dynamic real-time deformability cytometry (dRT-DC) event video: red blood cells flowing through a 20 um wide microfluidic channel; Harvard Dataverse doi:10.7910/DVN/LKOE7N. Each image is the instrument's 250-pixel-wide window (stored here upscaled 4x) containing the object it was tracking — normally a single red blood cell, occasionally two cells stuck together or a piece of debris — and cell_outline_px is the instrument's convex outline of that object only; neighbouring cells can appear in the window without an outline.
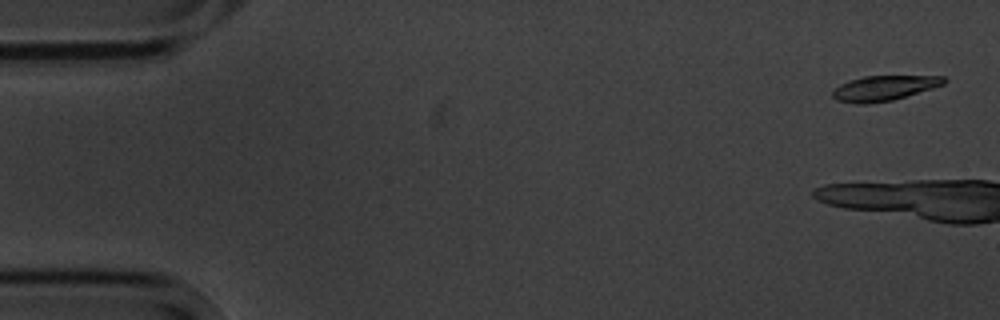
{"species": "common noctule bat (a hibernating species)", "species_latin": "Nyctalus noctula", "temperature_condition": "cold", "stored_images_in_passage": 4, "camera_frame_rate_fps": 3000, "um_per_image_px": 0.085, "animal": {"sex": "male", "body_mass_g": 20.1, "forearm_length_mm": 53.5}, "frame": {"image": 1, "passage_image": 1, "time_ms": 0.0, "image_size_px": [1000, 320], "cell_outline_px": [[948, 80], [944, 84], [932, 88], [892, 100], [864, 104], [856, 104], [836, 100], [832, 96], [832, 92], [840, 84], [848, 80], [864, 76], [944, 76]], "centroid_in_image_um": [75.12, 7.48], "position_along_channel_um": 9.9, "area_um2": 16.18}}